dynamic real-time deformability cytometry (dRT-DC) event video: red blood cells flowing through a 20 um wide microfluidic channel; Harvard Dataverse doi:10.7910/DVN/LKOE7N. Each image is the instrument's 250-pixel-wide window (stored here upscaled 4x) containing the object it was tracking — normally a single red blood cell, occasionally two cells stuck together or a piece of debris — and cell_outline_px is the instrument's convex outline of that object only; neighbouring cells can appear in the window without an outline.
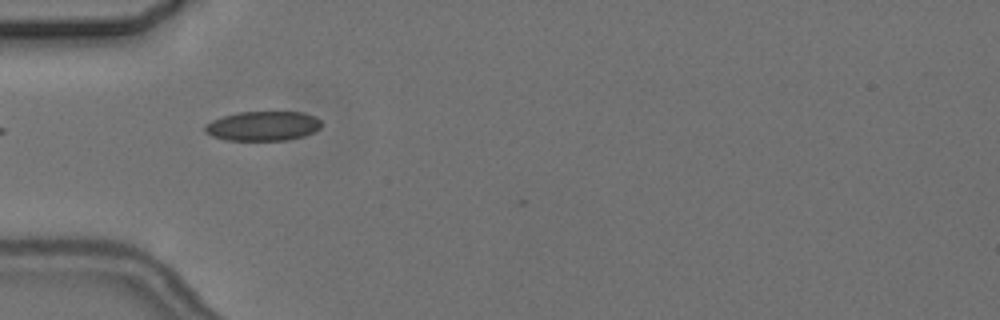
{"species": "common noctule bat (a hibernating species)", "species_latin": "Nyctalus noctula", "temperature_condition": "cold", "stored_images_in_passage": 3, "camera_frame_rate_fps": 3000, "um_per_image_px": 0.085, "animal": {"sex": "female", "body_mass_g": 24.6, "forearm_length_mm": 56.2}, "frame": {"image": 1, "passage_image": 2, "time_ms": 2.333, "image_size_px": [1000, 320], "cell_outline_px": [[324, 124], [320, 128], [304, 136], [288, 140], [224, 140], [212, 136], [204, 132], [204, 124], [212, 120], [236, 112], [304, 112], [316, 116]], "centroid_in_image_um": [22.35, 10.71], "position_along_channel_um": 62.6, "area_um2": 20.29}}
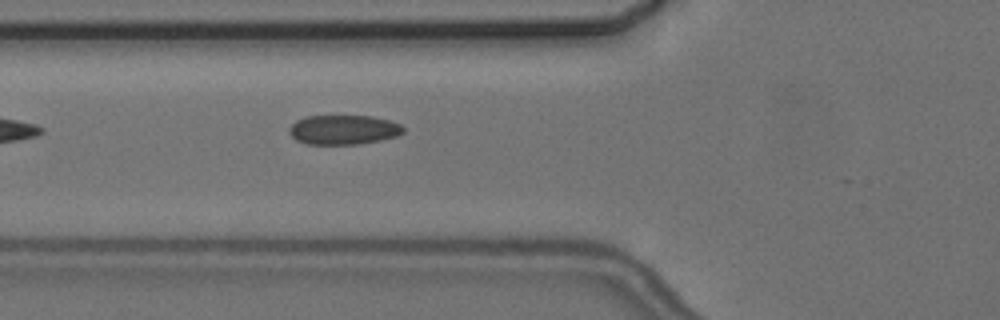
{"frame": {"image": 2, "passage_image": 3, "time_ms": 3.333, "image_size_px": [1000, 320], "cell_outline_px": [[404, 132], [396, 136], [380, 140], [360, 144], [304, 144], [296, 140], [288, 132], [288, 128], [296, 120], [304, 116], [372, 116], [388, 120], [400, 124], [404, 128]], "centroid_in_image_um": [29.16, 11.03], "position_along_channel_um": 96.6, "area_um2": 19.71}}